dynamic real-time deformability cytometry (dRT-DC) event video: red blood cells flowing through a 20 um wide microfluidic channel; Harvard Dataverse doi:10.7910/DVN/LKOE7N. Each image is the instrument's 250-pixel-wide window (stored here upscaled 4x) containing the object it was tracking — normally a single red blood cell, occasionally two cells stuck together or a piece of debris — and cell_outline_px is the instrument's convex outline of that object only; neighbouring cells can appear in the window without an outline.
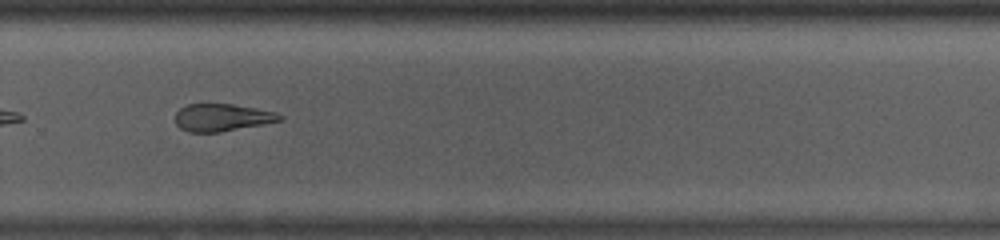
{"species": "common noctule bat (a hibernating species)", "species_latin": "Nyctalus noctula", "temperature_condition": "room temperature", "stored_images_in_passage": 52, "camera_frame_rate_fps": 3000, "um_per_image_px": 0.085, "animal": {"sex": "male", "body_mass_g": 13.0, "forearm_length_mm": 53.1}, "frame": {"image": 1, "passage_image": 37, "time_ms": 12.0, "image_size_px": [1000, 240], "cell_outline_px": [[284, 120], [264, 124], [220, 132], [188, 132], [180, 128], [176, 124], [176, 112], [180, 108], [188, 104], [232, 104], [256, 108], [276, 112], [284, 116]], "centroid_in_image_um": [18.9, 9.99], "position_along_channel_um": 310.9, "area_um2": 16.76}, "authors_computed_cell_mechanics": {"area_um2": 20.2011, "velocity_mm_per_s": 3.9488, "shape_relaxation_time_tau1_ms": 5.7315, "shape_relaxation_time_tau2_ms": 2.5448, "deformation_change_tau1": 0.1722, "deformation_change_tau2": 0.101}}